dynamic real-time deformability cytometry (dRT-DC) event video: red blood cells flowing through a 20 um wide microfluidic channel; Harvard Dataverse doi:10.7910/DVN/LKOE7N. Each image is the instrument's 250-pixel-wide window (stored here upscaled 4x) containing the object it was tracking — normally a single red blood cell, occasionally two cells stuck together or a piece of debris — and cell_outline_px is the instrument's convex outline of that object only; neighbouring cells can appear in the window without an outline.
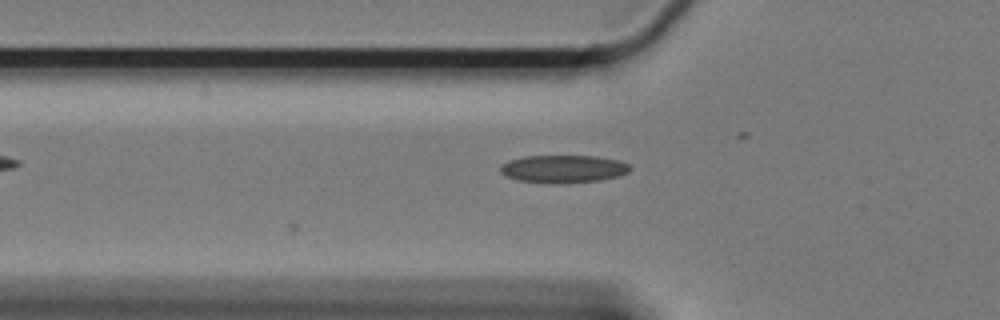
{"species": "Egyptian fruit bat (a non-hibernating species)", "species_latin": "Rousettus aegyptiacus", "temperature_condition": "cold", "stored_images_in_passage": 21, "camera_frame_rate_fps": 3000, "um_per_image_px": 0.085, "animal": {"sex": "female"}, "frame": {"image": 1, "passage_image": 2, "time_ms": 0.333, "image_size_px": [1000, 320], "cell_outline_px": [[632, 168], [628, 172], [620, 176], [600, 180], [520, 180], [508, 176], [500, 172], [500, 164], [508, 160], [524, 156], [596, 156], [620, 160], [628, 164]], "centroid_in_image_um": [47.93, 14.29], "position_along_channel_um": 77.9, "area_um2": 19.88}}
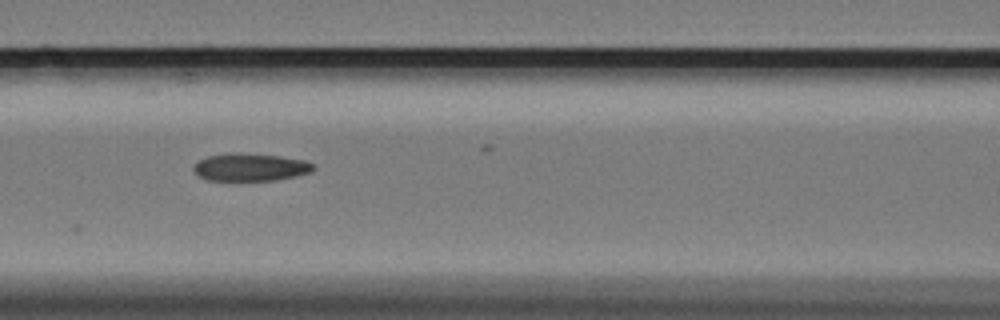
{"frame": {"image": 2, "passage_image": 8, "time_ms": 2.333, "image_size_px": [1000, 320], "cell_outline_px": [[316, 168], [308, 172], [276, 180], [208, 180], [200, 176], [192, 168], [200, 160], [208, 156], [228, 152], [236, 152], [280, 156], [304, 160], [316, 164]], "centroid_in_image_um": [21.29, 14.19], "position_along_channel_um": 145.3, "area_um2": 19.13}}
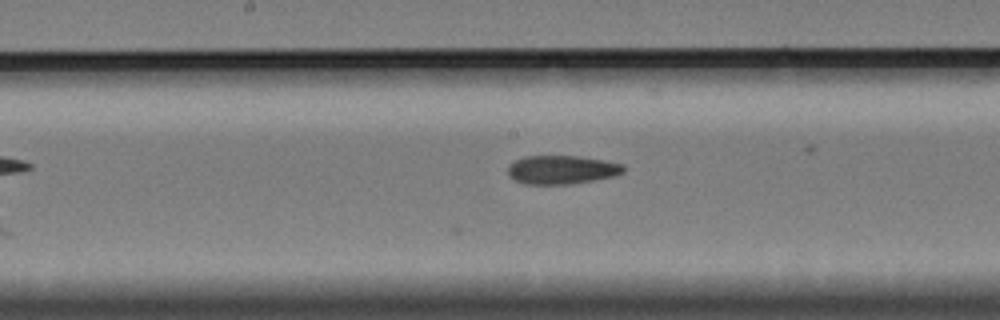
{"frame": {"image": 3, "passage_image": 13, "time_ms": 4.0, "image_size_px": [1000, 320], "cell_outline_px": [[624, 172], [612, 176], [592, 180], [568, 184], [524, 184], [508, 176], [508, 164], [524, 156], [580, 156], [604, 160], [624, 164]], "centroid_in_image_um": [47.72, 14.42], "position_along_channel_um": 200.5, "area_um2": 19.25}}